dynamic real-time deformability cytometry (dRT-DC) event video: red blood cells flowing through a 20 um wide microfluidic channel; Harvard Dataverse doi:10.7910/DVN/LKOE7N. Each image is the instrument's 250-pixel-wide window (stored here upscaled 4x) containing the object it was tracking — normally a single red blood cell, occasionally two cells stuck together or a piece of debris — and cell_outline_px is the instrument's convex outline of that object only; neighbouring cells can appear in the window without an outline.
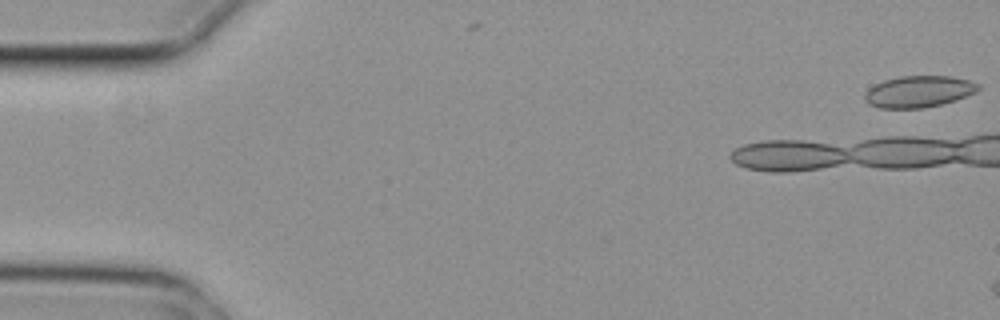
{"species": "common noctule bat (a hibernating species)", "species_latin": "Nyctalus noctula", "temperature_condition": "cold", "stored_images_in_passage": 3, "camera_frame_rate_fps": 3000, "um_per_image_px": 0.085, "animal": {"sex": "female", "body_mass_g": 29.2, "forearm_length_mm": 56.3}, "frame": {"image": 1, "passage_image": 1, "time_ms": 0.0, "image_size_px": [1000, 320], "cell_outline_px": [[980, 88], [976, 92], [956, 100], [924, 108], [880, 108], [868, 104], [864, 100], [864, 96], [868, 88], [884, 80], [900, 76], [948, 76], [968, 80], [980, 84]], "centroid_in_image_um": [78.08, 7.78], "position_along_channel_um": 6.9, "area_um2": 20.87}}